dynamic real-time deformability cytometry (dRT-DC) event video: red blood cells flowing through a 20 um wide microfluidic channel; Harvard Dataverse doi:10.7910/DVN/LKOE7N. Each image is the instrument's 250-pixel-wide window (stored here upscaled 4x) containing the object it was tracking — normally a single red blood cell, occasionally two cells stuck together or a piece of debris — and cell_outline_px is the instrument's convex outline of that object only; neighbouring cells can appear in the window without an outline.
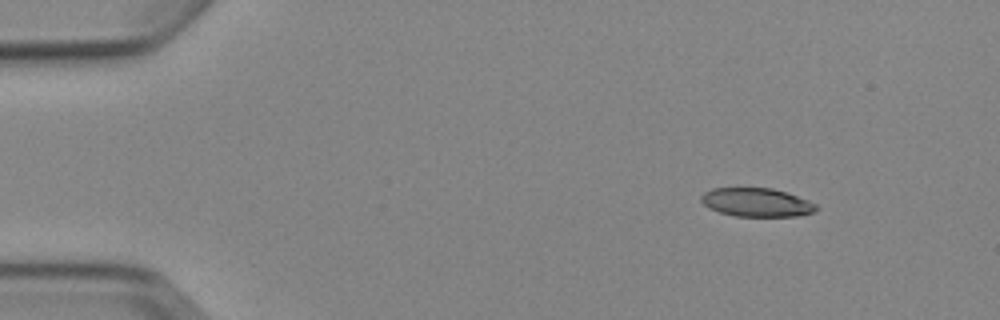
{"species": "Egyptian fruit bat (a non-hibernating species)", "species_latin": "Rousettus aegyptiacus", "temperature_condition": "cold", "stored_images_in_passage": 8, "camera_frame_rate_fps": 3000, "um_per_image_px": 0.085, "animal": {"sex": "female"}, "frame": {"image": 1, "passage_image": 2, "time_ms": 1.0, "image_size_px": [1000, 320], "cell_outline_px": [[816, 212], [796, 216], [736, 216], [720, 212], [708, 208], [700, 200], [700, 196], [704, 192], [712, 188], [772, 188], [808, 200], [816, 204]], "centroid_in_image_um": [64.28, 17.2], "position_along_channel_um": 20.7, "area_um2": 19.07}}
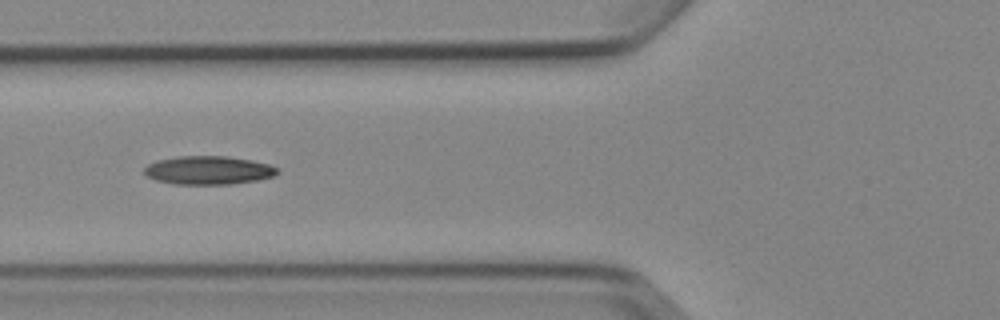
{"frame": {"image": 2, "passage_image": 6, "time_ms": 5.667, "image_size_px": [1000, 320], "cell_outline_px": [[280, 172], [276, 176], [260, 180], [232, 184], [172, 184], [156, 180], [148, 176], [144, 172], [144, 168], [148, 164], [156, 160], [180, 156], [228, 156], [252, 160], [268, 164], [280, 168]], "centroid_in_image_um": [17.77, 14.47], "position_along_channel_um": 108.0, "area_um2": 22.37}}
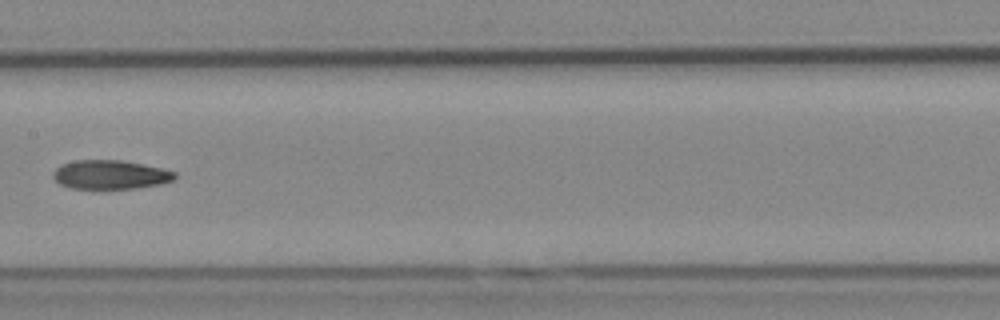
{"frame": {"image": 3, "passage_image": 8, "time_ms": 8.0, "image_size_px": [1000, 320], "cell_outline_px": [[176, 176], [172, 180], [160, 184], [136, 188], [72, 188], [60, 184], [52, 176], [52, 172], [60, 164], [76, 160], [120, 160], [160, 168], [176, 172]], "centroid_in_image_um": [9.34, 14.84], "position_along_channel_um": 198.1, "area_um2": 20.29}}